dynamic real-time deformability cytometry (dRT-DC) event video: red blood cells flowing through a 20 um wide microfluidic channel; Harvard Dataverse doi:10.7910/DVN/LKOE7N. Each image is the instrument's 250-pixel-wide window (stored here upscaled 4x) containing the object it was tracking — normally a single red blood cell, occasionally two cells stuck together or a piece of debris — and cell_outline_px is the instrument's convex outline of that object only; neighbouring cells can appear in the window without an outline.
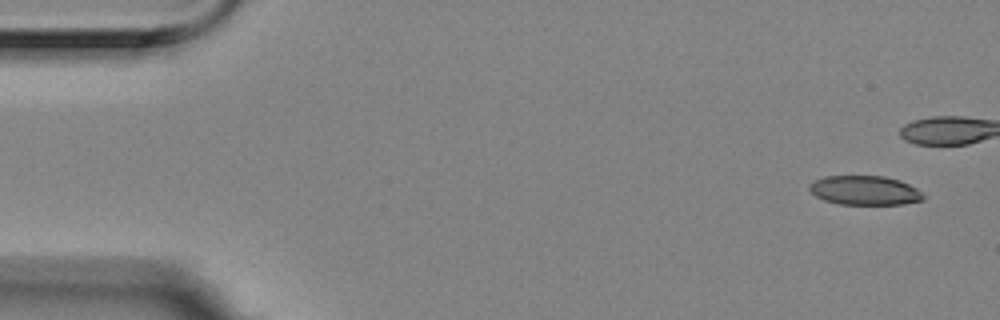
{"species": "Egyptian fruit bat (a non-hibernating species)", "species_latin": "Rousettus aegyptiacus", "temperature_condition": "room temperature", "stored_images_in_passage": 7, "camera_frame_rate_fps": 3000, "um_per_image_px": 0.085, "animal": {"sex": "female"}, "frame": {"image": 1, "passage_image": 1, "time_ms": 0.0, "image_size_px": [1000, 320], "cell_outline_px": [[924, 200], [904, 204], [840, 204], [824, 200], [816, 196], [808, 188], [808, 184], [824, 176], [884, 176], [900, 180], [916, 188], [924, 196]], "centroid_in_image_um": [73.5, 16.18], "position_along_channel_um": 11.5, "area_um2": 19.36}}
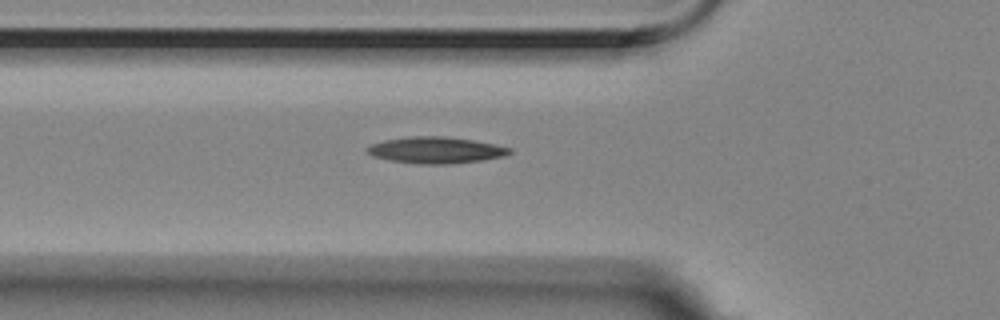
{"frame": {"image": 2, "passage_image": 7, "time_ms": 2.0, "image_size_px": [1000, 320], "cell_outline_px": [[512, 152], [504, 156], [484, 160], [448, 164], [420, 164], [388, 160], [372, 156], [364, 148], [372, 144], [384, 140], [412, 136], [444, 136], [472, 140], [512, 148]], "centroid_in_image_um": [37.03, 12.76], "position_along_channel_um": 88.8, "area_um2": 21.91}}